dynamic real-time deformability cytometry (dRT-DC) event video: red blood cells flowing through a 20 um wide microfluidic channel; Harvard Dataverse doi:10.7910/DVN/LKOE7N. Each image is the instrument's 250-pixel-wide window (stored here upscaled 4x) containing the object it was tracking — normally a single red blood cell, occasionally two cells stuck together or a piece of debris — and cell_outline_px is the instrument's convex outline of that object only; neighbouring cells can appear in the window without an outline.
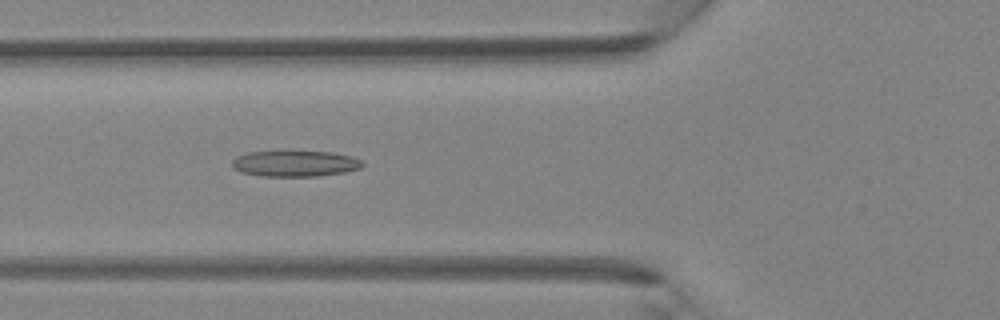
{"species": "Egyptian fruit bat (a non-hibernating species)", "species_latin": "Rousettus aegyptiacus", "temperature_condition": "room temperature", "stored_images_in_passage": 42, "camera_frame_rate_fps": 3000, "um_per_image_px": 0.085, "animal": {"sex": "female"}, "frame": {"image": 1, "passage_image": 15, "time_ms": 4.667, "image_size_px": [1000, 320], "cell_outline_px": [[364, 164], [360, 168], [344, 172], [316, 176], [260, 176], [240, 172], [232, 168], [232, 160], [236, 156], [248, 152], [332, 152], [352, 156], [360, 160]], "centroid_in_image_um": [25.04, 13.91], "position_along_channel_um": 100.8, "area_um2": 19.59}}
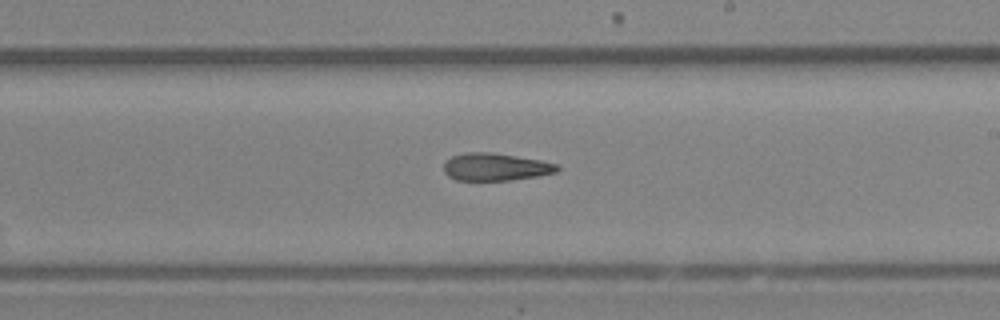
{"frame": {"image": 2, "passage_image": 24, "time_ms": 7.667, "image_size_px": [1000, 320], "cell_outline_px": [[560, 168], [556, 172], [536, 176], [512, 180], [456, 180], [448, 176], [444, 172], [444, 164], [452, 156], [464, 152], [492, 152], [540, 160], [560, 164]], "centroid_in_image_um": [42.13, 14.18], "position_along_channel_um": 246.9, "area_um2": 18.21}}
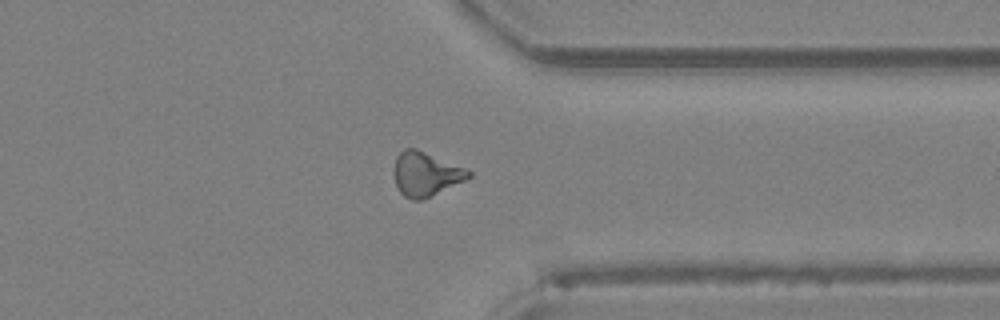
{"frame": {"image": 3, "passage_image": 32, "time_ms": 10.333, "image_size_px": [1000, 320], "cell_outline_px": [[472, 176], [464, 180], [420, 200], [412, 200], [404, 196], [400, 192], [396, 184], [392, 172], [396, 156], [404, 148], [416, 148], [464, 168], [472, 172]], "centroid_in_image_um": [36.12, 14.77], "position_along_channel_um": 375.3, "area_um2": 18.9}}